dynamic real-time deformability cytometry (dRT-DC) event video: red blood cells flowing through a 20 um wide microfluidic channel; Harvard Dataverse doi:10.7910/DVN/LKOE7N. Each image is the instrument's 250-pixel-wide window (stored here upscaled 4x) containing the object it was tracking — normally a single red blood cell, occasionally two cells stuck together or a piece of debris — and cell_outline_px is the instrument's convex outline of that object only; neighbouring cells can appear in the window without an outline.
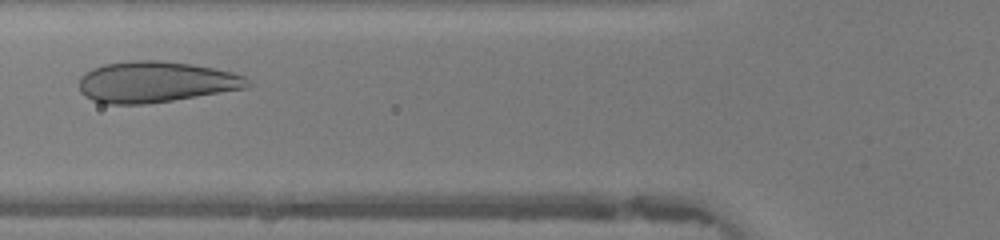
{"species": "human", "species_latin": "Homo sapiens", "temperature_condition": "warm", "stored_images_in_passage": 28, "camera_frame_rate_fps": 3000, "um_per_image_px": 0.085, "donor": {"sex": "female"}, "frame": {"image": 1, "passage_image": 9, "time_ms": 2.667, "image_size_px": [1000, 240], "cell_outline_px": [[252, 84], [248, 88], [172, 100], [144, 104], [104, 104], [92, 100], [84, 96], [80, 92], [80, 76], [92, 68], [104, 64], [132, 60], [156, 60], [192, 64], [232, 72], [244, 76]], "centroid_in_image_um": [13.21, 6.97], "position_along_channel_um": 112.6, "area_um2": 40.29}}
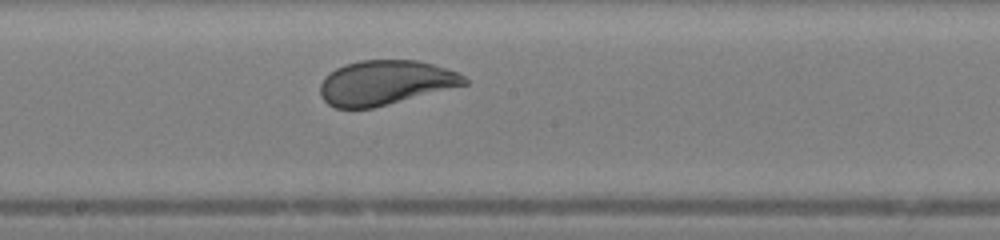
{"frame": {"image": 2, "passage_image": 16, "time_ms": 5.0, "image_size_px": [1000, 240], "cell_outline_px": [[468, 84], [372, 108], [336, 108], [328, 104], [320, 96], [320, 84], [324, 76], [336, 68], [344, 64], [360, 60], [416, 60], [448, 68], [464, 76], [468, 80]], "centroid_in_image_um": [32.73, 7.02], "position_along_channel_um": 215.5, "area_um2": 37.4}}
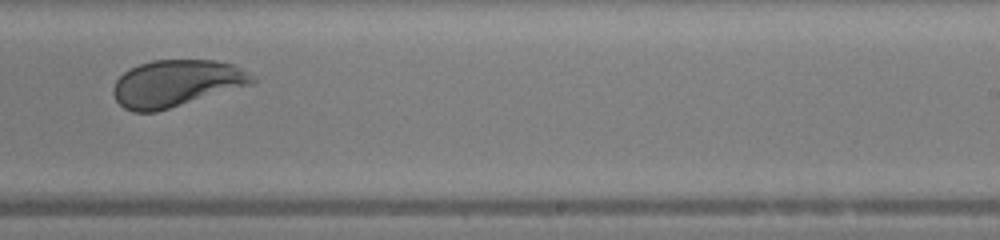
{"frame": {"image": 3, "passage_image": 20, "time_ms": 6.333, "image_size_px": [1000, 240], "cell_outline_px": [[256, 80], [252, 84], [156, 112], [132, 112], [124, 108], [116, 100], [112, 92], [112, 88], [116, 80], [124, 72], [140, 64], [152, 60], [216, 60], [232, 64], [240, 68]], "centroid_in_image_um": [14.94, 7.09], "position_along_channel_um": 274.1, "area_um2": 37.57}, "authors_computed_cell_mechanics": {"area_um2": 38.5526, "velocity_mm_per_s": 4.4007, "shape_relaxation_time_tau1_ms": 2.8517, "shape_relaxation_time_tau2_ms": null, "deformation_change_tau1": 0.1422, "deformation_change_tau2": null}}